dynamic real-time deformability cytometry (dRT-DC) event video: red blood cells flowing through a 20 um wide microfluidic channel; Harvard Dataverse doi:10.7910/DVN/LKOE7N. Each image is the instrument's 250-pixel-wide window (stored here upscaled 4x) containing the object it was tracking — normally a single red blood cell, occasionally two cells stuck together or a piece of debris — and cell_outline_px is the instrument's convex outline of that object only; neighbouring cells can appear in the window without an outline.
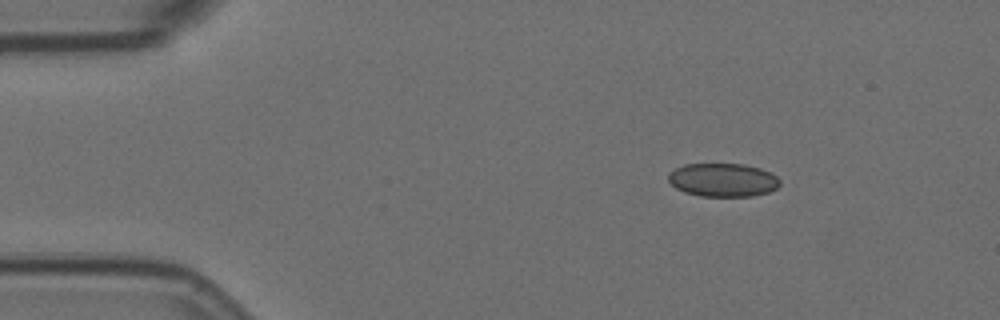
{"species": "Egyptian fruit bat (a non-hibernating species)", "species_latin": "Rousettus aegyptiacus", "temperature_condition": "room temperature", "stored_images_in_passage": 5, "camera_frame_rate_fps": 3000, "um_per_image_px": 0.085, "animal": {"sex": "female"}, "frame": {"image": 1, "passage_image": 2, "time_ms": 0.333, "image_size_px": [1000, 320], "cell_outline_px": [[780, 184], [776, 188], [768, 192], [752, 196], [700, 196], [684, 192], [676, 188], [668, 180], [668, 172], [684, 164], [744, 164], [760, 168], [772, 172], [780, 180]], "centroid_in_image_um": [61.45, 15.29], "position_along_channel_um": 23.6, "area_um2": 21.85}}